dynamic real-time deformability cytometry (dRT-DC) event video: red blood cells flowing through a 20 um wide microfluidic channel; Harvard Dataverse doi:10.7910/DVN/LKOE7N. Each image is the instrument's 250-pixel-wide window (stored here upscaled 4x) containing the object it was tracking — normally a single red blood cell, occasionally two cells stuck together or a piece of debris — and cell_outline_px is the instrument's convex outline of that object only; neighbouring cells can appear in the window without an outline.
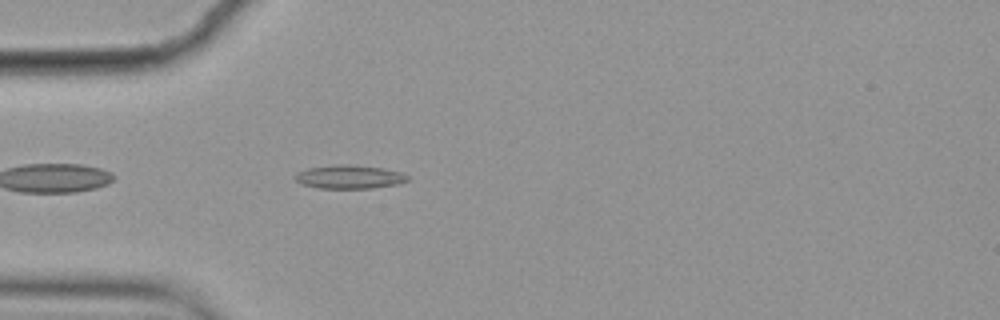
{"species": "common noctule bat (a hibernating species)", "species_latin": "Nyctalus noctula", "temperature_condition": "cold", "stored_images_in_passage": 5, "camera_frame_rate_fps": 3000, "um_per_image_px": 0.085, "animal": {"sex": "female", "body_mass_g": 19.9}, "frame": {"image": 1, "passage_image": 5, "time_ms": 1.333, "image_size_px": [1000, 320], "cell_outline_px": [[408, 180], [396, 184], [372, 188], [320, 188], [300, 184], [292, 176], [296, 172], [308, 168], [336, 164], [348, 164], [380, 168], [400, 172], [408, 176]], "centroid_in_image_um": [29.62, 15.03], "position_along_channel_um": 55.4, "area_um2": 15.37}}